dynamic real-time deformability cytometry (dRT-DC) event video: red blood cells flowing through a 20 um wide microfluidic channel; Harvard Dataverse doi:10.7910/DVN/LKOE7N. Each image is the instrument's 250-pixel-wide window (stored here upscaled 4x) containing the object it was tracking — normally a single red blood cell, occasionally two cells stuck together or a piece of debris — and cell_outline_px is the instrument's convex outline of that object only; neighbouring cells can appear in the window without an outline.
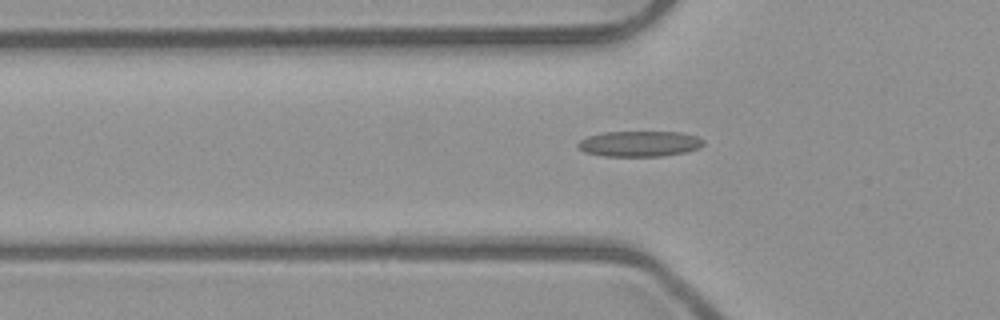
{"species": "common noctule bat (a hibernating species)", "species_latin": "Nyctalus noctula", "temperature_condition": "room temperature", "stored_images_in_passage": 46, "camera_frame_rate_fps": 3000, "um_per_image_px": 0.085, "animal": {"sex": "male", "body_mass_g": 23.1, "forearm_length_mm": 52.7}, "frame": {"image": 1, "passage_image": 18, "time_ms": 5.667, "image_size_px": [1000, 320], "cell_outline_px": [[704, 144], [700, 148], [688, 152], [664, 156], [604, 156], [584, 152], [576, 148], [576, 144], [580, 140], [588, 136], [604, 132], [680, 132], [696, 136], [704, 140]], "centroid_in_image_um": [54.36, 12.22], "position_along_channel_um": 71.4, "area_um2": 18.96}}
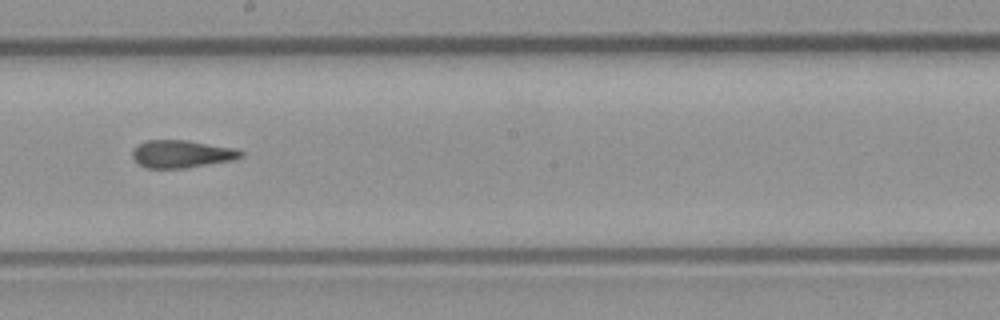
{"frame": {"image": 2, "passage_image": 30, "time_ms": 9.667, "image_size_px": [1000, 320], "cell_outline_px": [[244, 156], [232, 160], [188, 168], [144, 168], [132, 156], [132, 152], [140, 144], [148, 140], [188, 140], [236, 148], [244, 152]], "centroid_in_image_um": [15.5, 13.09], "position_along_channel_um": 232.7, "area_um2": 17.46}}
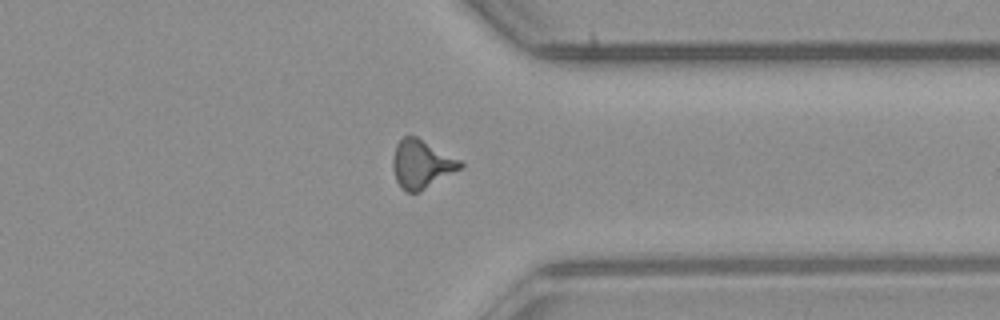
{"frame": {"image": 3, "passage_image": 41, "time_ms": 13.333, "image_size_px": [1000, 320], "cell_outline_px": [[464, 168], [420, 192], [404, 192], [400, 188], [396, 180], [392, 168], [392, 156], [396, 144], [404, 136], [416, 136], [460, 160], [464, 164]], "centroid_in_image_um": [35.82, 13.98], "position_along_channel_um": 375.6, "area_um2": 19.31}}